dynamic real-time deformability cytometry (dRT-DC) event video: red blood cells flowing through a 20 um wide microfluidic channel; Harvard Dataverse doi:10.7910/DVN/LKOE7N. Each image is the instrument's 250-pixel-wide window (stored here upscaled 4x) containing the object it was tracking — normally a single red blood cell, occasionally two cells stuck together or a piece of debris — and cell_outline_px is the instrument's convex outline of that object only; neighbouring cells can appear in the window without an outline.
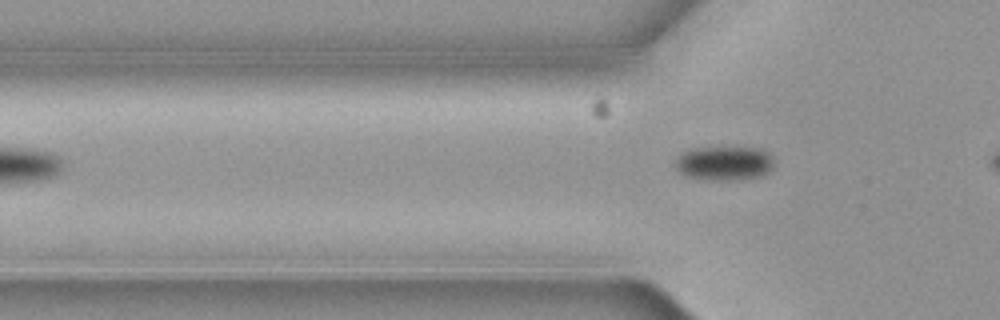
{"species": "common noctule bat (a hibernating species)", "species_latin": "Nyctalus noctula", "temperature_condition": "cold", "stored_images_in_passage": 2, "camera_frame_rate_fps": 3000, "um_per_image_px": 0.085, "animal": {"sex": "female", "body_mass_g": 19.3, "forearm_length_mm": 54.1}, "frame": {"image": 1, "passage_image": 2, "time_ms": 0.333, "image_size_px": [1000, 320], "cell_outline_px": [[776, 160], [772, 168], [768, 172], [760, 176], [692, 176], [680, 172], [676, 168], [676, 160], [680, 152], [692, 148], [764, 148]], "centroid_in_image_um": [61.62, 13.77], "position_along_channel_um": 64.2, "area_um2": 18.32}}